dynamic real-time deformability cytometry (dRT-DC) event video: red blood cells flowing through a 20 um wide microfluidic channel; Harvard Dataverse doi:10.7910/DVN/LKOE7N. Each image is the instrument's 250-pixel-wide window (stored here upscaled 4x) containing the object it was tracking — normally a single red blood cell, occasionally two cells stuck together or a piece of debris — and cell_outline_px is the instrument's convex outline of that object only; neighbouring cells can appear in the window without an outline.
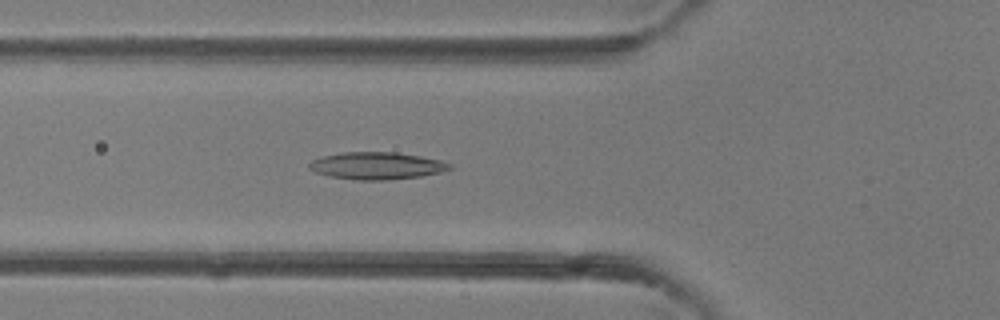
{"species": "common noctule bat (a hibernating species)", "species_latin": "Nyctalus noctula", "temperature_condition": "room temperature", "stored_images_in_passage": 39, "camera_frame_rate_fps": 3000, "um_per_image_px": 0.085, "animal": {"sex": "female"}, "frame": {"image": 1, "passage_image": 13, "time_ms": 4.0, "image_size_px": [1000, 320], "cell_outline_px": [[452, 168], [440, 172], [420, 176], [388, 180], [356, 180], [332, 176], [316, 172], [308, 168], [308, 164], [312, 160], [324, 156], [340, 152], [396, 152], [420, 156], [440, 160], [452, 164]], "centroid_in_image_um": [32.03, 14.08], "position_along_channel_um": 93.8, "area_um2": 22.2}}
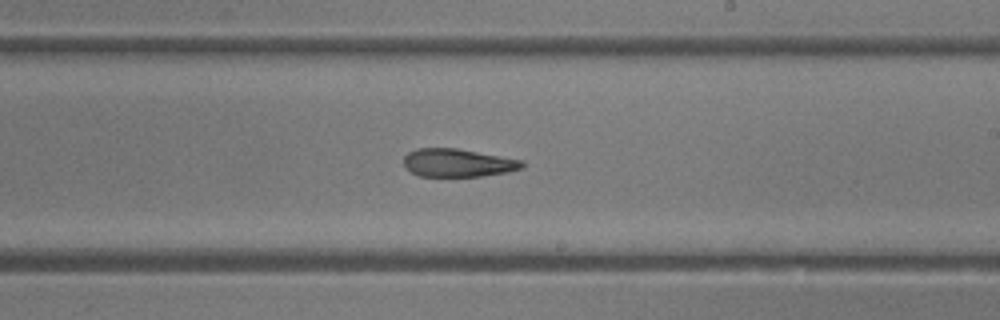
{"frame": {"image": 2, "passage_image": 22, "time_ms": 7.0, "image_size_px": [1000, 320], "cell_outline_px": [[524, 164], [520, 168], [508, 172], [480, 176], [420, 176], [404, 168], [404, 156], [408, 152], [416, 148], [456, 148], [524, 160]], "centroid_in_image_um": [38.89, 13.83], "position_along_channel_um": 250.1, "area_um2": 19.36}}
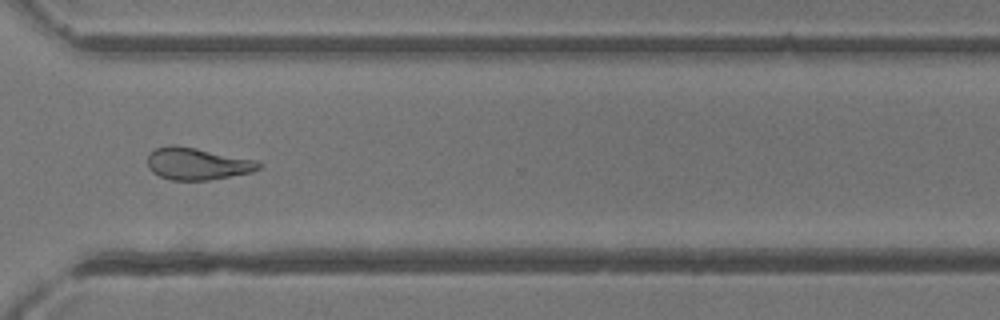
{"frame": {"image": 3, "passage_image": 28, "time_ms": 9.0, "image_size_px": [1000, 320], "cell_outline_px": [[264, 164], [260, 168], [252, 172], [208, 180], [172, 180], [160, 176], [152, 172], [148, 168], [148, 156], [156, 148], [168, 144], [176, 144], [260, 160]], "centroid_in_image_um": [16.81, 13.9], "position_along_channel_um": 353.8, "area_um2": 21.1}}